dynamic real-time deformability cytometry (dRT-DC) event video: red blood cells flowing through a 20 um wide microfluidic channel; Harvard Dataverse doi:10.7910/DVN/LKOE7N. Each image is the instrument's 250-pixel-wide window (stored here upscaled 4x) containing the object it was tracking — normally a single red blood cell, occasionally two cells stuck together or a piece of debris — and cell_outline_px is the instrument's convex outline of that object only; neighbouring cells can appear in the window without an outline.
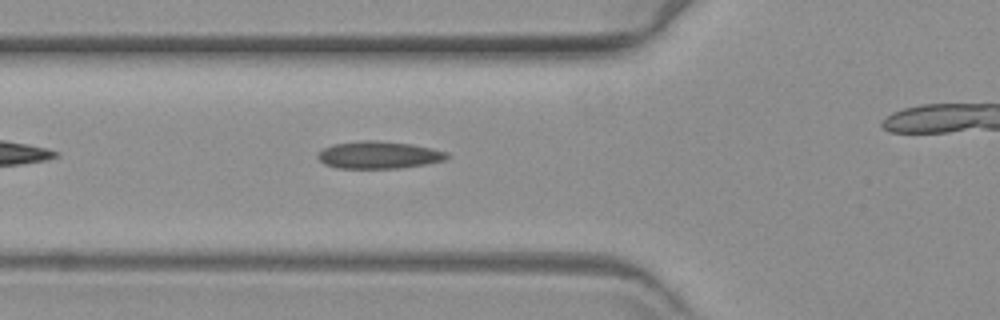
{"species": "common noctule bat (a hibernating species)", "species_latin": "Nyctalus noctula", "temperature_condition": "warm", "stored_images_in_passage": 35, "camera_frame_rate_fps": 3000, "um_per_image_px": 0.085, "animal": {"sex": "female", "body_mass_g": 19.3, "forearm_length_mm": 54.1}, "frame": {"image": 1, "passage_image": 6, "time_ms": 1.667, "image_size_px": [1000, 320], "cell_outline_px": [[452, 156], [444, 160], [424, 164], [400, 168], [336, 168], [324, 164], [316, 156], [324, 148], [336, 144], [364, 140], [380, 140], [412, 144], [432, 148], [448, 152]], "centroid_in_image_um": [32.23, 13.17], "position_along_channel_um": 93.6, "area_um2": 20.58}}
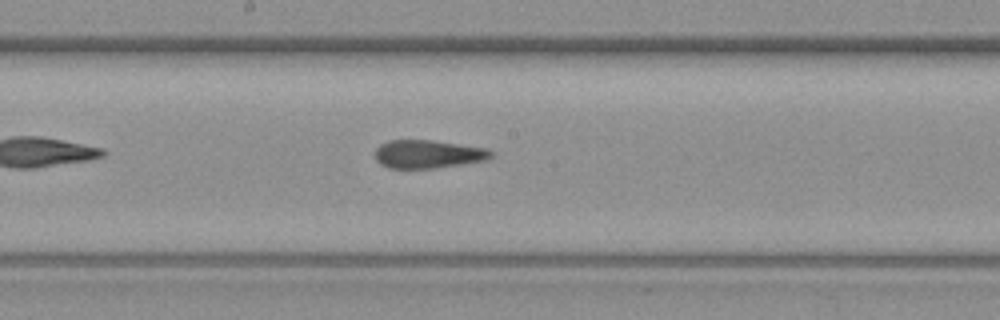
{"frame": {"image": 2, "passage_image": 16, "time_ms": 5.0, "image_size_px": [1000, 320], "cell_outline_px": [[492, 156], [488, 160], [436, 168], [388, 168], [380, 164], [376, 160], [376, 148], [380, 144], [388, 140], [432, 140], [484, 148], [492, 152]], "centroid_in_image_um": [36.35, 13.1], "position_along_channel_um": 211.8, "area_um2": 19.02}}
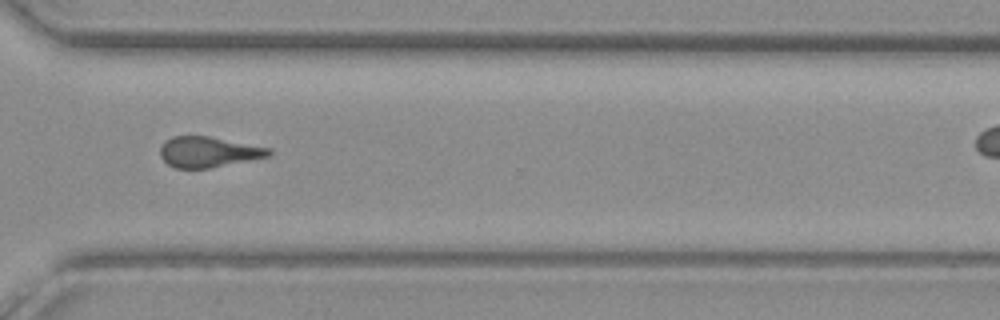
{"frame": {"image": 3, "passage_image": 28, "time_ms": 9.0, "image_size_px": [1000, 320], "cell_outline_px": [[272, 156], [208, 168], [176, 168], [168, 164], [160, 156], [160, 148], [172, 136], [208, 136], [272, 148]], "centroid_in_image_um": [17.76, 12.92], "position_along_channel_um": 352.8, "area_um2": 19.25}}